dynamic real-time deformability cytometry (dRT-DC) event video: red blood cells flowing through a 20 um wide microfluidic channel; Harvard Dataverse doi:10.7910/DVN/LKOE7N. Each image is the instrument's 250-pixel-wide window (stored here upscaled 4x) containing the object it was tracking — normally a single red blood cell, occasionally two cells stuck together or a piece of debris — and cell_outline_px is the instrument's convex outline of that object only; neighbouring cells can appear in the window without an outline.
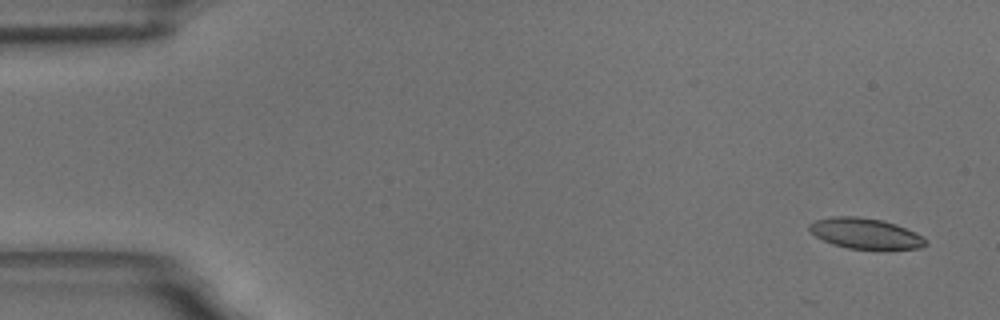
{"species": "common noctule bat (a hibernating species)", "species_latin": "Nyctalus noctula", "temperature_condition": "room temperature", "stored_images_in_passage": 5, "camera_frame_rate_fps": 3000, "um_per_image_px": 0.085, "animal": {"sex": "male", "body_mass_g": 18.8}, "frame": {"image": 1, "passage_image": 1, "time_ms": 0.0, "image_size_px": [1000, 320], "cell_outline_px": [[928, 244], [920, 248], [888, 252], [876, 252], [848, 248], [832, 244], [816, 236], [808, 228], [808, 224], [816, 220], [832, 216], [856, 216], [884, 220], [896, 224], [928, 240]], "centroid_in_image_um": [73.61, 19.9], "position_along_channel_um": 11.4, "area_um2": 21.56}}
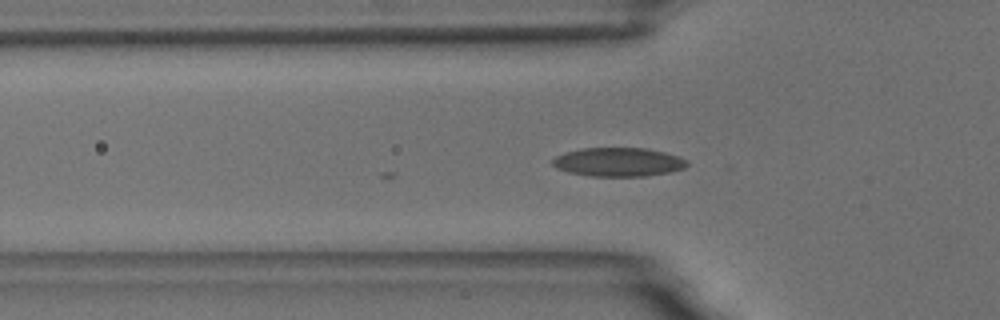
{"frame": {"image": 2, "passage_image": 5, "time_ms": 5.333, "image_size_px": [1000, 320], "cell_outline_px": [[688, 164], [684, 168], [668, 172], [648, 176], [588, 176], [568, 172], [556, 168], [552, 164], [552, 160], [556, 156], [564, 152], [584, 148], [644, 148], [664, 152], [688, 160]], "centroid_in_image_um": [52.53, 13.78], "position_along_channel_um": 73.3, "area_um2": 22.54}}